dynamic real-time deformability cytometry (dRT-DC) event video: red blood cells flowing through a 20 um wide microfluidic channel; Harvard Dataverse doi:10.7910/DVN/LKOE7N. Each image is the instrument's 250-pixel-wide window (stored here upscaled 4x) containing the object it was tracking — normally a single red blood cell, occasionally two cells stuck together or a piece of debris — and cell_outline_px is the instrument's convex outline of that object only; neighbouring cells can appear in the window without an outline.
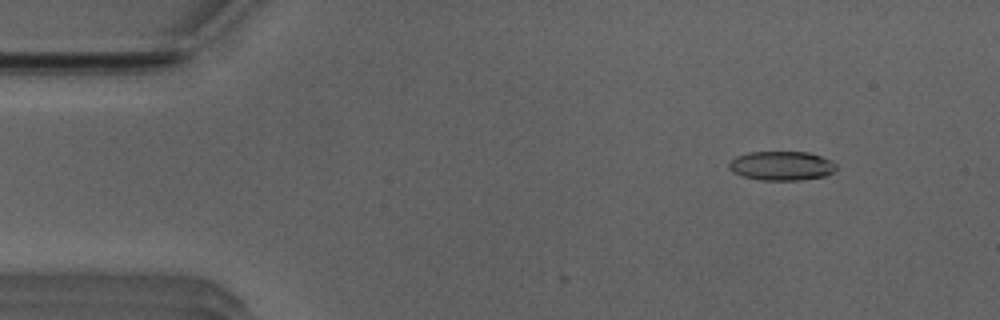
{"species": "Egyptian fruit bat (a non-hibernating species)", "species_latin": "Rousettus aegyptiacus", "temperature_condition": "room temperature", "stored_images_in_passage": 9, "camera_frame_rate_fps": 3000, "um_per_image_px": 0.085, "animal": {"sex": "male"}, "frame": {"image": 1, "passage_image": 6, "time_ms": 1.667, "image_size_px": [1000, 320], "cell_outline_px": [[836, 168], [832, 172], [824, 176], [800, 180], [760, 180], [744, 176], [732, 172], [728, 168], [728, 164], [736, 156], [748, 152], [808, 152], [832, 160], [836, 164]], "centroid_in_image_um": [66.42, 14.09], "position_along_channel_um": 18.6, "area_um2": 18.21}}